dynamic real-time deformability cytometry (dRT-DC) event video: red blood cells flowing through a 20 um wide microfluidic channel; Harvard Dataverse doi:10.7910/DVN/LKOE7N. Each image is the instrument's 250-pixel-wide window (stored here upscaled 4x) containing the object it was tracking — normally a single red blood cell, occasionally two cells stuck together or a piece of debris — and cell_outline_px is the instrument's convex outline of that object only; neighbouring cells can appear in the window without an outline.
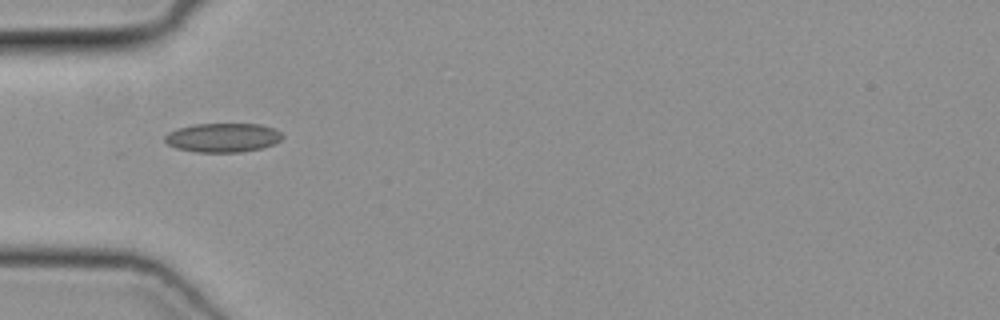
{"species": "common noctule bat (a hibernating species)", "species_latin": "Nyctalus noctula", "temperature_condition": "cold", "stored_images_in_passage": 35, "camera_frame_rate_fps": 3000, "um_per_image_px": 0.085, "animal": {"sex": "female", "body_mass_g": 19.3, "forearm_length_mm": 54.1}, "frame": {"image": 1, "passage_image": 1, "time_ms": 0.0, "image_size_px": [1000, 320], "cell_outline_px": [[284, 136], [280, 140], [272, 144], [260, 148], [240, 152], [196, 152], [176, 148], [168, 144], [164, 140], [164, 136], [168, 132], [176, 128], [192, 124], [260, 124], [272, 128], [280, 132]], "centroid_in_image_um": [18.89, 11.69], "position_along_channel_um": 66.1, "area_um2": 19.88}}
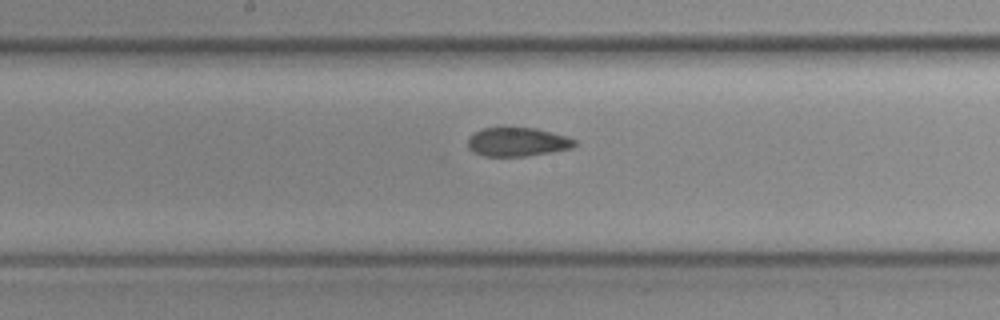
{"frame": {"image": 2, "passage_image": 11, "time_ms": 3.333, "image_size_px": [1000, 320], "cell_outline_px": [[576, 144], [572, 148], [524, 156], [484, 156], [468, 148], [468, 136], [472, 132], [484, 128], [508, 124], [536, 128], [568, 136], [576, 140]], "centroid_in_image_um": [43.94, 12.0], "position_along_channel_um": 204.3, "area_um2": 18.61}}
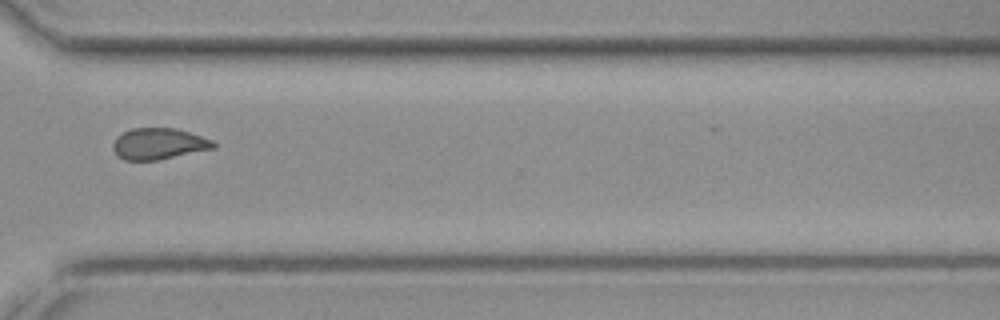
{"frame": {"image": 3, "passage_image": 22, "time_ms": 7.0, "image_size_px": [1000, 320], "cell_outline_px": [[216, 148], [156, 160], [124, 160], [116, 156], [112, 148], [112, 144], [116, 136], [132, 128], [176, 128], [212, 140], [216, 144]], "centroid_in_image_um": [13.45, 12.22], "position_along_channel_um": 357.2, "area_um2": 18.32}}